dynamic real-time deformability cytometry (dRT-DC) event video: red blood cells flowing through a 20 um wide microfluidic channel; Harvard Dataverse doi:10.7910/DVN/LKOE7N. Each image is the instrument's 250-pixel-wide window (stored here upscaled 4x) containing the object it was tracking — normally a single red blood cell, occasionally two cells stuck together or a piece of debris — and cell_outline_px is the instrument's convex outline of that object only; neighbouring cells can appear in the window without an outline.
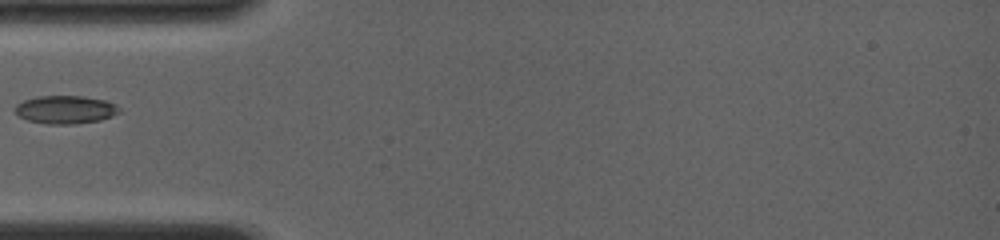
{"species": "common noctule bat (a hibernating species)", "species_latin": "Nyctalus noctula", "temperature_condition": "room temperature", "stored_images_in_passage": 9, "camera_frame_rate_fps": 4000, "um_per_image_px": 0.085, "animal": {"sex": "female", "body_mass_g": 19.0, "forearm_length_mm": 56.7}, "frame": {"image": 1, "passage_image": 1, "time_ms": 0.0, "image_size_px": [1000, 240], "cell_outline_px": [[120, 112], [112, 116], [100, 120], [76, 124], [44, 124], [28, 120], [16, 116], [16, 104], [24, 100], [36, 96], [84, 96], [104, 100], [116, 104], [120, 108]], "centroid_in_image_um": [5.56, 9.32], "position_along_channel_um": 79.4, "area_um2": 17.22}}
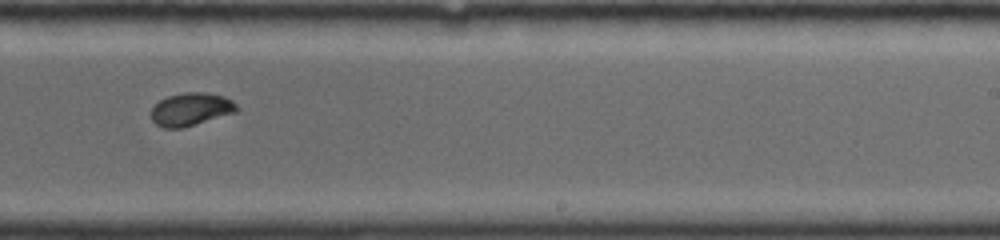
{"frame": {"image": 2, "passage_image": 6, "time_ms": 4.75, "image_size_px": [1000, 240], "cell_outline_px": [[236, 112], [180, 128], [164, 128], [156, 124], [152, 120], [152, 108], [160, 100], [168, 96], [184, 92], [208, 92], [224, 96], [232, 100], [236, 104]], "centroid_in_image_um": [16.22, 9.27], "position_along_channel_um": 272.8, "area_um2": 16.18}}
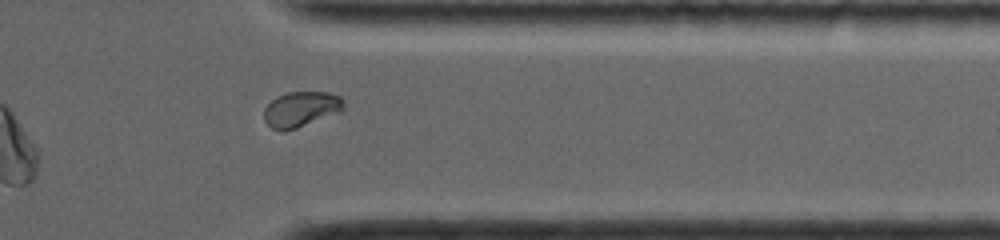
{"frame": {"image": 3, "passage_image": 9, "time_ms": 7.5, "image_size_px": [1000, 240], "cell_outline_px": [[344, 112], [284, 132], [280, 132], [272, 128], [264, 120], [264, 108], [276, 96], [288, 92], [328, 92], [340, 96], [344, 100]], "centroid_in_image_um": [25.62, 9.29], "position_along_channel_um": 385.8, "area_um2": 16.82}}